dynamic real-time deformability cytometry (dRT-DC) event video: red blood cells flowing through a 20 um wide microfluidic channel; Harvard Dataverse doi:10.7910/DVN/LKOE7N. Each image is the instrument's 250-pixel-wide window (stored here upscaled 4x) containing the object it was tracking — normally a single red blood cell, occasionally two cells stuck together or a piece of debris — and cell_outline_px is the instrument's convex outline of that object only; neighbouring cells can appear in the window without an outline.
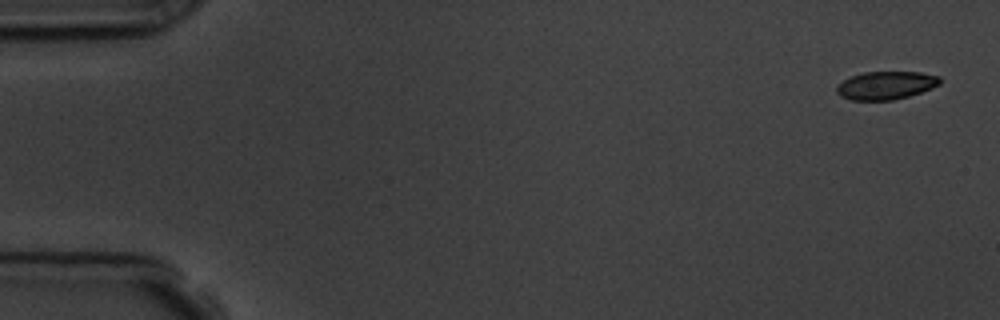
{"species": "common noctule bat (a hibernating species)", "species_latin": "Nyctalus noctula", "temperature_condition": "room temperature", "stored_images_in_passage": 5, "camera_frame_rate_fps": 3000, "um_per_image_px": 0.085, "animal": {"sex": "male", "body_mass_g": 19.5, "forearm_length_mm": 54.6}, "frame": {"image": 1, "passage_image": 1, "time_ms": 0.0, "image_size_px": [1000, 320], "cell_outline_px": [[940, 84], [920, 92], [908, 96], [892, 100], [852, 100], [840, 96], [836, 92], [836, 88], [844, 80], [852, 76], [864, 72], [920, 72], [940, 76]], "centroid_in_image_um": [75.3, 7.25], "position_along_channel_um": 9.7, "area_um2": 16.7}}
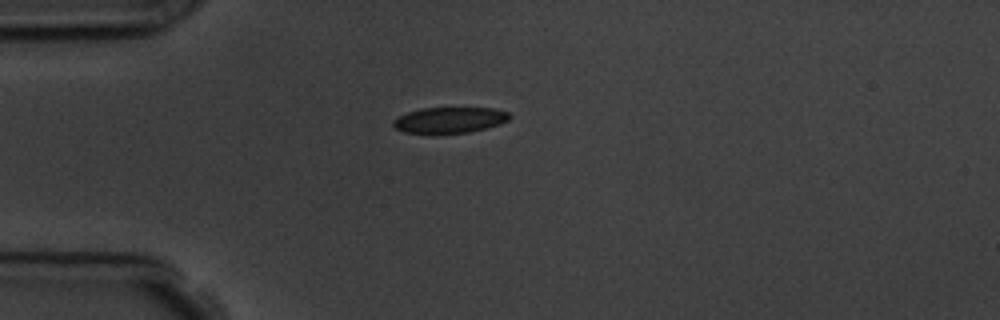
{"frame": {"image": 2, "passage_image": 5, "time_ms": 4.333, "image_size_px": [1000, 320], "cell_outline_px": [[512, 116], [508, 120], [500, 124], [468, 132], [404, 132], [396, 128], [392, 124], [392, 120], [408, 112], [420, 108], [492, 108], [508, 112]], "centroid_in_image_um": [38.23, 10.18], "position_along_channel_um": 46.8, "area_um2": 17.11}}